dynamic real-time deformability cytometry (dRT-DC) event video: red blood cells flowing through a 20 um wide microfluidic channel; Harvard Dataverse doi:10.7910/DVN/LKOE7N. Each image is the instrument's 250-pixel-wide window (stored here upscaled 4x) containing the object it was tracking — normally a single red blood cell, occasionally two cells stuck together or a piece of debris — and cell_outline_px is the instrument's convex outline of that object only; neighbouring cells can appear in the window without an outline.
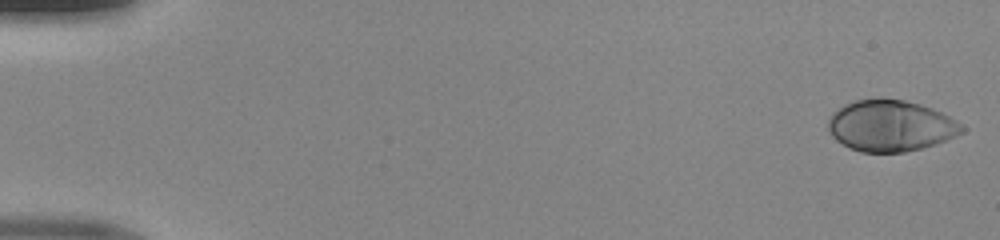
{"species": "human", "species_latin": "Homo sapiens", "temperature_condition": "room temperature", "stored_images_in_passage": 49, "camera_frame_rate_fps": 3000, "um_per_image_px": 0.085, "donor": {"sex": "male"}, "frame": {"image": 1, "passage_image": 1, "time_ms": 0.0, "image_size_px": [1000, 240], "cell_outline_px": [[964, 132], [956, 136], [936, 144], [904, 152], [860, 152], [848, 148], [836, 140], [832, 136], [828, 128], [828, 120], [832, 112], [844, 104], [856, 100], [880, 96], [904, 100], [920, 104], [932, 108], [956, 120], [964, 128]], "centroid_in_image_um": [75.67, 10.67], "position_along_channel_um": 9.3, "area_um2": 40.34}}
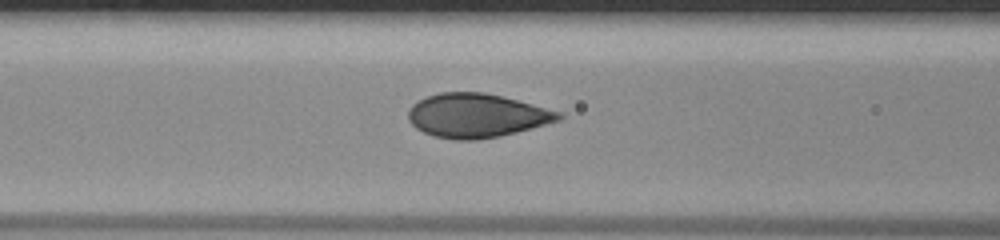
{"frame": {"image": 2, "passage_image": 21, "time_ms": 6.667, "image_size_px": [1000, 240], "cell_outline_px": [[564, 116], [560, 120], [532, 128], [500, 136], [476, 140], [456, 140], [432, 136], [416, 128], [408, 120], [408, 108], [412, 104], [428, 96], [440, 92], [484, 92], [564, 112]], "centroid_in_image_um": [40.52, 9.83], "position_along_channel_um": 126.1, "area_um2": 38.55}}
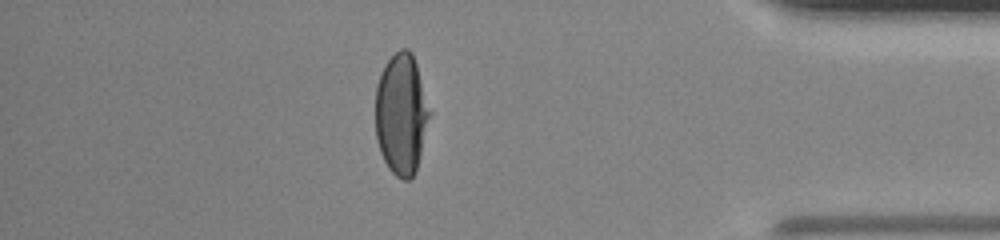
{"frame": {"image": 3, "passage_image": 43, "time_ms": 14.0, "image_size_px": [1000, 240], "cell_outline_px": [[432, 112], [416, 172], [408, 180], [404, 180], [396, 176], [388, 168], [380, 152], [376, 140], [376, 84], [384, 64], [400, 48], [408, 48], [412, 52]], "centroid_in_image_um": [34.13, 9.7], "position_along_channel_um": 401.1, "area_um2": 38.67}}